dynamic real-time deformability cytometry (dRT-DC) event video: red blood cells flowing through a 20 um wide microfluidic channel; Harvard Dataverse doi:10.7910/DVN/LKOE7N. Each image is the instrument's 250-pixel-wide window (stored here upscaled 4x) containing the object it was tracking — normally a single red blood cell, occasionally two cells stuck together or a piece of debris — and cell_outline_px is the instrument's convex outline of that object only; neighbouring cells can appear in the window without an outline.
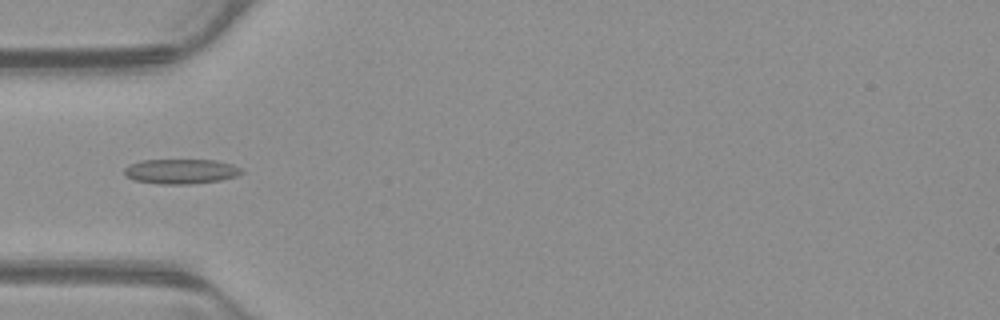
{"species": "common noctule bat (a hibernating species)", "species_latin": "Nyctalus noctula", "temperature_condition": "warm", "stored_images_in_passage": 48, "camera_frame_rate_fps": 3000, "um_per_image_px": 0.085, "animal": {"sex": "male", "body_mass_g": 23.1, "forearm_length_mm": 52.7}, "frame": {"image": 1, "passage_image": 12, "time_ms": 3.667, "image_size_px": [1000, 320], "cell_outline_px": [[244, 172], [236, 176], [220, 180], [192, 184], [156, 184], [136, 180], [124, 176], [124, 168], [128, 164], [140, 160], [216, 160], [232, 164], [240, 168]], "centroid_in_image_um": [15.34, 14.56], "position_along_channel_um": 69.7, "area_um2": 17.11}}
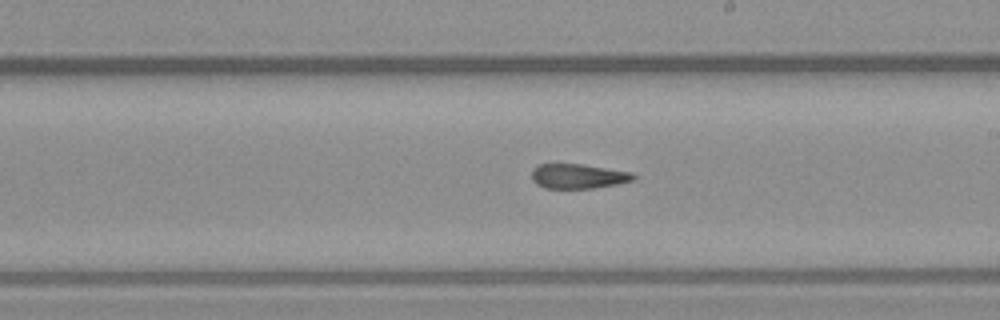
{"frame": {"image": 2, "passage_image": 25, "time_ms": 8.0, "image_size_px": [1000, 320], "cell_outline_px": [[636, 180], [616, 184], [592, 188], [544, 188], [536, 184], [532, 180], [532, 168], [540, 164], [584, 164], [632, 172], [636, 176]], "centroid_in_image_um": [49.15, 14.97], "position_along_channel_um": 239.8, "area_um2": 14.74}}
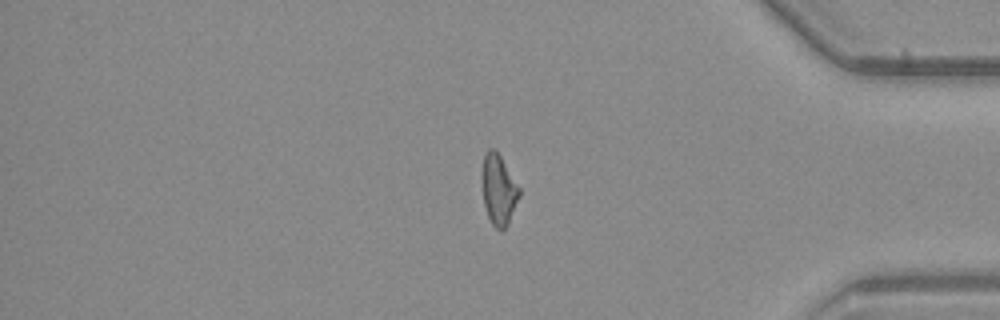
{"frame": {"image": 3, "passage_image": 39, "time_ms": 12.667, "image_size_px": [1000, 320], "cell_outline_px": [[520, 196], [508, 224], [500, 232], [492, 224], [488, 216], [484, 204], [480, 176], [484, 152], [488, 148], [496, 148], [520, 188]], "centroid_in_image_um": [42.36, 16.07], "position_along_channel_um": 392.8, "area_um2": 15.72}, "authors_computed_cell_mechanics": {"area_um2": 15.7794, "velocity_mm_per_s": 3.8998, "shape_relaxation_time_tau1_ms": null, "shape_relaxation_time_tau2_ms": 3.3211, "deformation_change_tau1": null, "deformation_change_tau2": 0.1061}}